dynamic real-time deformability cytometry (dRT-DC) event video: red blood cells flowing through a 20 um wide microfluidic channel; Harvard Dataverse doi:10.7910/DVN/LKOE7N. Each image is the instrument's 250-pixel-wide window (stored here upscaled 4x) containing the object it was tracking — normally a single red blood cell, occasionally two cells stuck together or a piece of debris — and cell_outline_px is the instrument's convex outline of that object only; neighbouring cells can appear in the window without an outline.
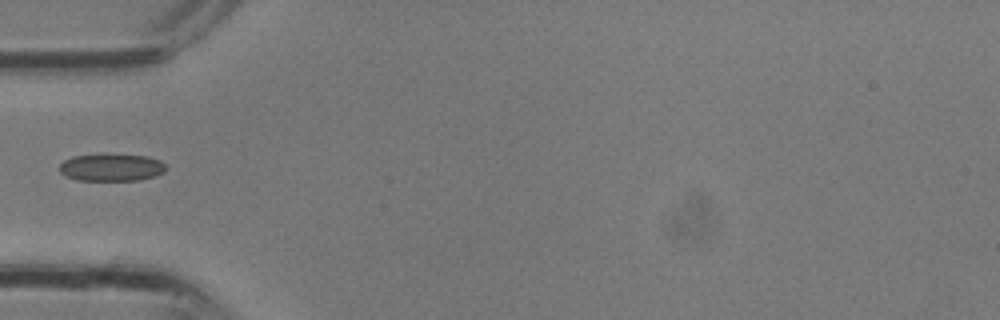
{"species": "common noctule bat (a hibernating species)", "species_latin": "Nyctalus noctula", "temperature_condition": "room temperature", "stored_images_in_passage": 3, "camera_frame_rate_fps": 3000, "um_per_image_px": 0.085, "animal": {"sex": "male", "body_mass_g": 13.3}, "frame": {"image": 1, "passage_image": 3, "time_ms": 0.667, "image_size_px": [1000, 320], "cell_outline_px": [[164, 172], [156, 176], [140, 180], [76, 180], [64, 176], [60, 172], [60, 164], [64, 160], [72, 156], [104, 152], [108, 152], [148, 156], [160, 160], [164, 164]], "centroid_in_image_um": [9.44, 14.19], "position_along_channel_um": 75.6, "area_um2": 17.63}}